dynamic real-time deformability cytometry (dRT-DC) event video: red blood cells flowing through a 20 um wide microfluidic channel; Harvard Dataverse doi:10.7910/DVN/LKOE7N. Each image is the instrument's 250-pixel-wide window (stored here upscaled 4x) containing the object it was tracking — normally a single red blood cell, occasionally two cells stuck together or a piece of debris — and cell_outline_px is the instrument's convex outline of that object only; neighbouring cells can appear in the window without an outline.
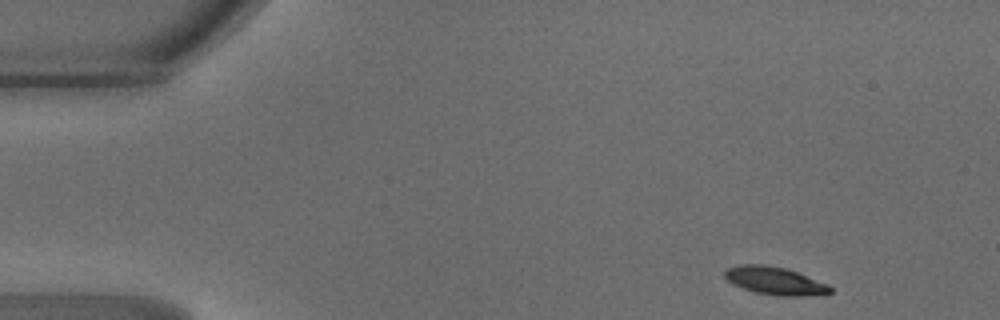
{"species": "common noctule bat (a hibernating species)", "species_latin": "Nyctalus noctula", "temperature_condition": "warm", "stored_images_in_passage": 11, "camera_frame_rate_fps": 3000, "um_per_image_px": 0.085, "animal": {"sex": "male", "body_mass_g": 18.8}, "frame": {"image": 1, "passage_image": 1, "time_ms": 0.0, "image_size_px": [1000, 320], "cell_outline_px": [[832, 292], [824, 296], [776, 296], [756, 292], [732, 284], [724, 276], [724, 272], [728, 268], [740, 264], [764, 264], [784, 268], [796, 272], [828, 284], [832, 288]], "centroid_in_image_um": [65.91, 23.89], "position_along_channel_um": 19.1, "area_um2": 17.22}}